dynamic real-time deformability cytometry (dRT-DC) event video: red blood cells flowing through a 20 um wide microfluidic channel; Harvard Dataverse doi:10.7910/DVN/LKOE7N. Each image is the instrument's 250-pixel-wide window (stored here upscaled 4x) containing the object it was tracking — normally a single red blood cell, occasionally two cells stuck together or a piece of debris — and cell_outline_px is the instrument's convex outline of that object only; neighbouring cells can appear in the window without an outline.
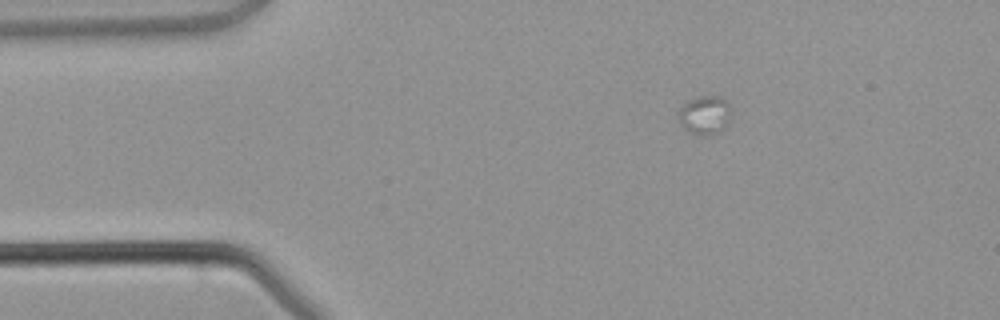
{"species": "common noctule bat (a hibernating species)", "species_latin": "Nyctalus noctula", "temperature_condition": "warm", "stored_images_in_passage": 3, "camera_frame_rate_fps": 3000, "um_per_image_px": 0.085, "animal": {"sex": "male", "body_mass_g": 21.5, "forearm_length_mm": 52.0}, "frame": {"image": 1, "passage_image": 1, "time_ms": 0.0, "image_size_px": [1000, 320], "cell_outline_px": [[728, 112], [724, 128], [716, 132], [704, 136], [700, 136], [692, 132], [676, 116], [680, 108], [688, 100], [700, 96], [720, 96], [728, 104]], "centroid_in_image_um": [59.86, 9.75], "position_along_channel_um": 25.1, "area_um2": 11.21}}